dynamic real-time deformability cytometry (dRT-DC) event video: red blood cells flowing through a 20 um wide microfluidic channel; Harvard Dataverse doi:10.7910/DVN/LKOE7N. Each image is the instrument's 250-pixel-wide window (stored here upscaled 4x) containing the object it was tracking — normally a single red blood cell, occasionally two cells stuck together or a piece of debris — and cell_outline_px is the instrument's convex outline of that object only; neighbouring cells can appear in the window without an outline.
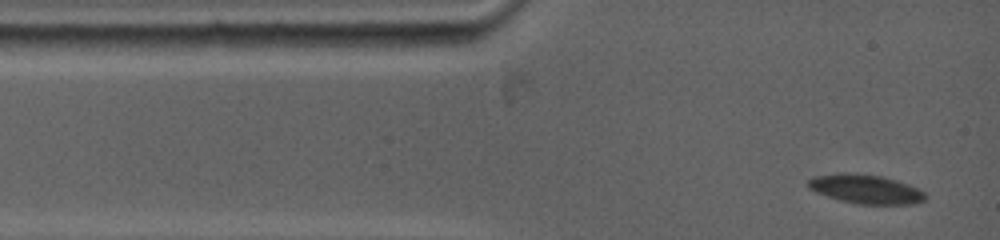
{"species": "common noctule bat (a hibernating species)", "species_latin": "Nyctalus noctula", "temperature_condition": "warm", "stored_images_in_passage": 3, "camera_frame_rate_fps": 5000, "um_per_image_px": 0.085, "animal": {"sex": "female", "body_mass_g": 19.0, "forearm_length_mm": 53.3}, "frame": {"image": 1, "passage_image": 1, "time_ms": 0.0, "image_size_px": [1000, 240], "cell_outline_px": [[928, 196], [924, 200], [916, 204], [860, 204], [840, 200], [816, 192], [808, 188], [808, 180], [816, 176], [836, 172], [856, 172], [880, 176], [896, 180], [920, 188]], "centroid_in_image_um": [73.61, 16.06], "position_along_channel_um": 11.4, "area_um2": 20.06}}
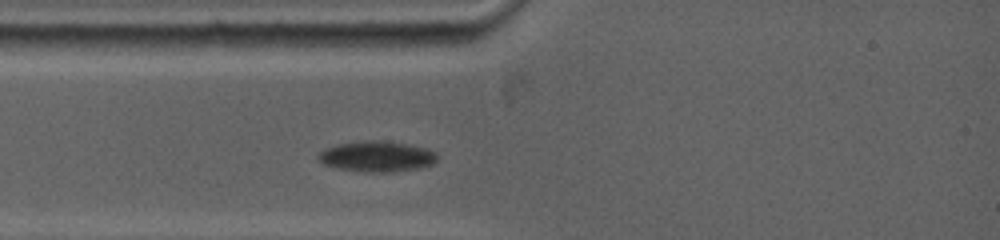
{"frame": {"image": 2, "passage_image": 3, "time_ms": 2.2, "image_size_px": [1000, 240], "cell_outline_px": [[436, 160], [432, 164], [420, 168], [392, 172], [368, 172], [336, 168], [324, 164], [316, 156], [316, 152], [324, 148], [340, 144], [364, 140], [380, 140], [408, 144], [428, 148], [436, 152]], "centroid_in_image_um": [32.02, 13.29], "position_along_channel_um": 53.0, "area_um2": 21.39}}